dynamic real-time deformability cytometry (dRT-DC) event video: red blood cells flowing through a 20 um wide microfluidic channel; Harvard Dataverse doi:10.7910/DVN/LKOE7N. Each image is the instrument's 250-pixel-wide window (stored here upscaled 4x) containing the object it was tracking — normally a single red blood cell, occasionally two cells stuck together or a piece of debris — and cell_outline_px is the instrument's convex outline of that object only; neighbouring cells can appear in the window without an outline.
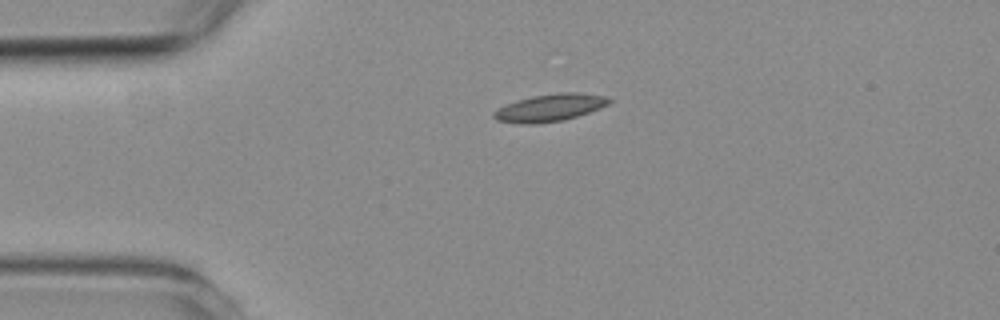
{"species": "common noctule bat (a hibernating species)", "species_latin": "Nyctalus noctula", "temperature_condition": "room temperature", "stored_images_in_passage": 2, "camera_frame_rate_fps": 3000, "um_per_image_px": 0.085, "animal": {"sex": "female", "body_mass_g": 19.3, "forearm_length_mm": 54.1}, "frame": {"image": 1, "passage_image": 1, "time_ms": 0.0, "image_size_px": [1000, 320], "cell_outline_px": [[612, 100], [608, 104], [600, 108], [564, 120], [536, 124], [524, 124], [496, 120], [492, 116], [492, 112], [516, 100], [532, 96], [560, 92], [580, 92], [608, 96]], "centroid_in_image_um": [46.76, 9.14], "position_along_channel_um": 38.2, "area_um2": 18.38}}